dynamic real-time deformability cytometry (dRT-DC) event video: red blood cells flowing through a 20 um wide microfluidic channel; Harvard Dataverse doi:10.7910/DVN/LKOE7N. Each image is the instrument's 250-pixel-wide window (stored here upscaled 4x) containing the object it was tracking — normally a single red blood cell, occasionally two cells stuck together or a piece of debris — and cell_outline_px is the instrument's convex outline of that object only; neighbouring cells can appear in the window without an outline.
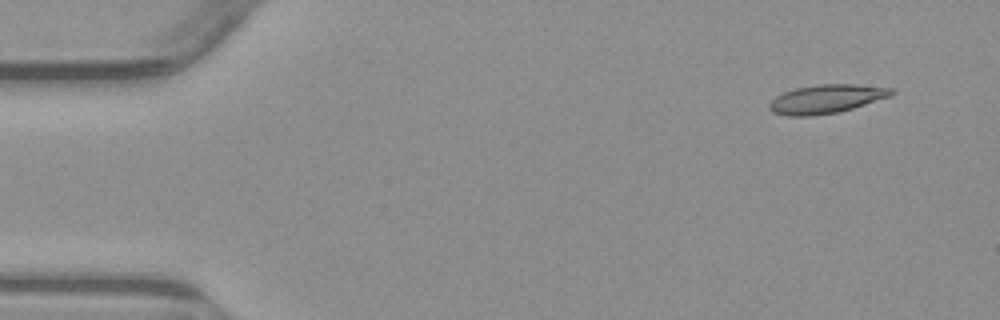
{"species": "common noctule bat (a hibernating species)", "species_latin": "Nyctalus noctula", "temperature_condition": "warm", "stored_images_in_passage": 4, "camera_frame_rate_fps": 3000, "um_per_image_px": 0.085, "animal": {"sex": "male", "body_mass_g": 23.1, "forearm_length_mm": 52.7}, "frame": {"image": 1, "passage_image": 1, "time_ms": 0.0, "image_size_px": [1000, 320], "cell_outline_px": [[896, 92], [892, 96], [840, 112], [812, 116], [788, 116], [772, 112], [768, 108], [768, 104], [776, 96], [784, 92], [796, 88], [816, 84], [856, 84], [896, 88]], "centroid_in_image_um": [70.28, 8.41], "position_along_channel_um": 14.7, "area_um2": 20.75}}
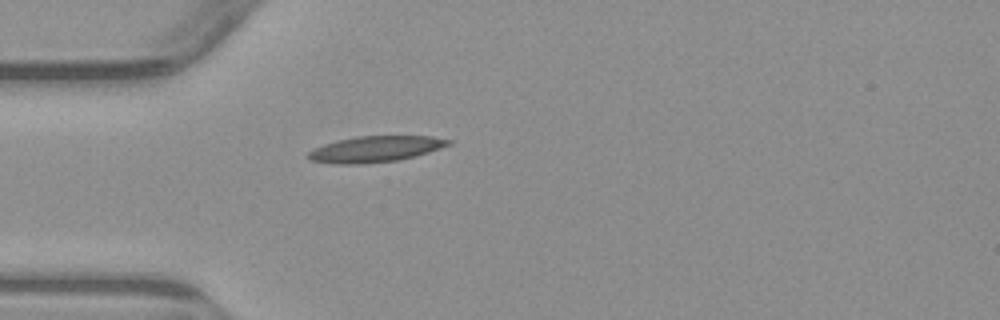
{"frame": {"image": 2, "passage_image": 4, "time_ms": 3.667, "image_size_px": [1000, 320], "cell_outline_px": [[452, 144], [416, 156], [396, 160], [364, 164], [332, 164], [312, 160], [308, 156], [308, 152], [324, 144], [336, 140], [356, 136], [432, 136], [452, 140]], "centroid_in_image_um": [31.92, 12.67], "position_along_channel_um": 53.1, "area_um2": 21.21}}